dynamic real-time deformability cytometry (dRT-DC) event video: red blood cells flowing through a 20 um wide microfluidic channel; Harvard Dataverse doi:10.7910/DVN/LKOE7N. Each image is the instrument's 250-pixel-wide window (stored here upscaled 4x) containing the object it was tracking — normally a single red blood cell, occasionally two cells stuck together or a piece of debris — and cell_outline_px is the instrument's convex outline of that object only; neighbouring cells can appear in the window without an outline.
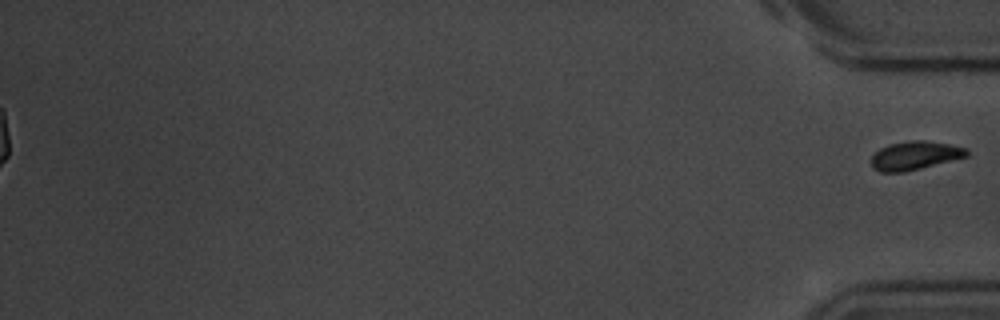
{"species": "common noctule bat (a hibernating species)", "species_latin": "Nyctalus noctula", "temperature_condition": "room temperature", "stored_images_in_passage": 56, "segment_of_instrument_passage": [2, 2], "camera_frame_rate_fps": 3000, "um_per_image_px": 0.085, "animal": {"sex": "male", "body_mass_g": 20.1, "forearm_length_mm": 53.5}, "frame": {"image": 1, "passage_image": 56, "time_ms": 18.333, "image_size_px": [1000, 320], "cell_outline_px": [[968, 156], [904, 172], [880, 172], [872, 168], [872, 156], [880, 148], [888, 144], [912, 140], [924, 140], [948, 144], [968, 148]], "centroid_in_image_um": [77.76, 13.21], "position_along_channel_um": 357.4, "area_um2": 15.78}}